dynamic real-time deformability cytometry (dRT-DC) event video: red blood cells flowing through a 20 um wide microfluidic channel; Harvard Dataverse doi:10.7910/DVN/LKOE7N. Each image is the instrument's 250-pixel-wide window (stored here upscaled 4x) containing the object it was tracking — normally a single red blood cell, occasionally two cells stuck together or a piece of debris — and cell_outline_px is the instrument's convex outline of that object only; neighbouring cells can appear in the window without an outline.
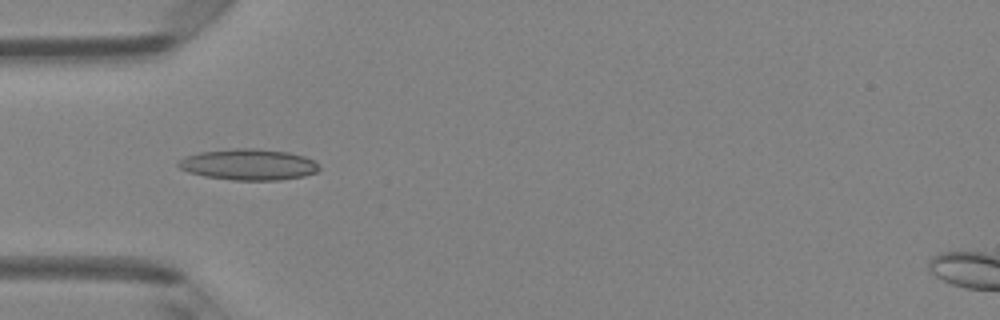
{"species": "Egyptian fruit bat (a non-hibernating species)", "species_latin": "Rousettus aegyptiacus", "temperature_condition": "room temperature", "stored_images_in_passage": 4, "camera_frame_rate_fps": 3000, "um_per_image_px": 0.085, "animal": {"sex": "female"}, "frame": {"image": 1, "passage_image": 3, "time_ms": 0.667, "image_size_px": [1000, 320], "cell_outline_px": [[320, 168], [316, 172], [304, 176], [280, 180], [232, 180], [204, 176], [188, 172], [180, 168], [176, 164], [184, 156], [200, 152], [232, 148], [256, 148], [288, 152], [304, 156], [316, 160]], "centroid_in_image_um": [21.14, 13.98], "position_along_channel_um": 63.9, "area_um2": 25.72}}
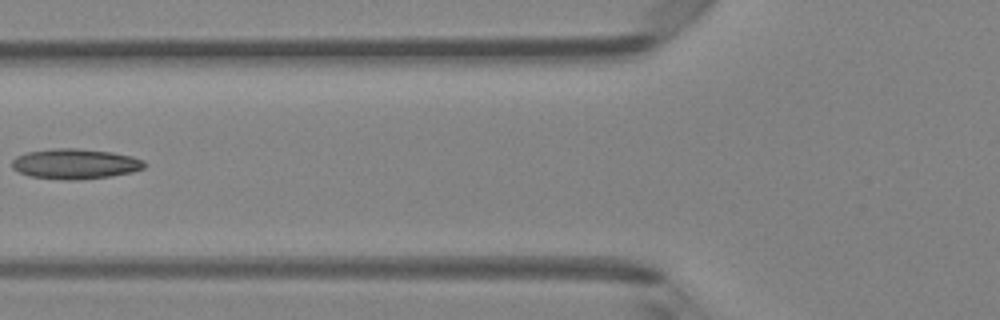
{"frame": {"image": 2, "passage_image": 4, "time_ms": 1.0, "image_size_px": [1000, 320], "cell_outline_px": [[148, 164], [144, 168], [132, 172], [108, 176], [76, 180], [64, 180], [28, 176], [12, 168], [12, 160], [16, 156], [28, 152], [52, 148], [76, 148], [112, 152], [132, 156], [144, 160]], "centroid_in_image_um": [6.4, 13.92], "position_along_channel_um": 119.4, "area_um2": 23.41}}